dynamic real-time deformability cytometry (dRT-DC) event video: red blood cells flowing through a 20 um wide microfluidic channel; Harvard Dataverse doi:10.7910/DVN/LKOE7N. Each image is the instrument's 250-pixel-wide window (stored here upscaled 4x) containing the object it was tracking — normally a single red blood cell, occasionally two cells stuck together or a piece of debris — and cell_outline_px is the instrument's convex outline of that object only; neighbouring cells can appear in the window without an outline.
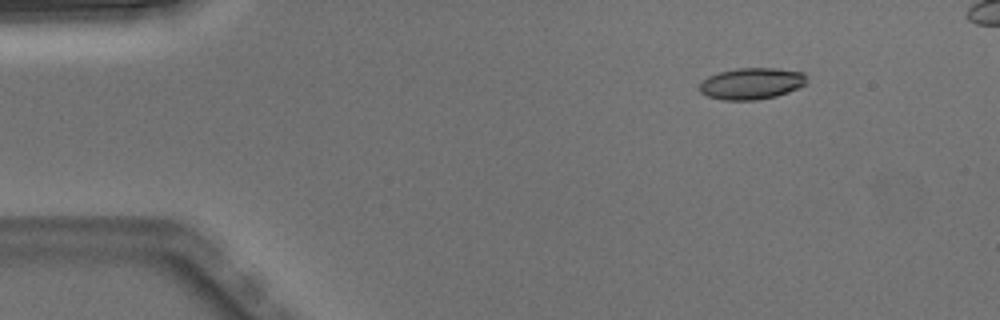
{"species": "Egyptian fruit bat (a non-hibernating species)", "species_latin": "Rousettus aegyptiacus", "temperature_condition": "warm", "stored_images_in_passage": 5, "camera_frame_rate_fps": 3000, "um_per_image_px": 0.085, "animal": {"sex": "male"}, "frame": {"image": 1, "passage_image": 2, "time_ms": 0.333, "image_size_px": [1000, 320], "cell_outline_px": [[808, 84], [788, 92], [776, 96], [756, 100], [724, 100], [708, 96], [700, 92], [700, 84], [708, 76], [720, 72], [736, 68], [776, 68], [804, 72], [808, 76]], "centroid_in_image_um": [63.95, 7.09], "position_along_channel_um": 21.1, "area_um2": 19.83}}